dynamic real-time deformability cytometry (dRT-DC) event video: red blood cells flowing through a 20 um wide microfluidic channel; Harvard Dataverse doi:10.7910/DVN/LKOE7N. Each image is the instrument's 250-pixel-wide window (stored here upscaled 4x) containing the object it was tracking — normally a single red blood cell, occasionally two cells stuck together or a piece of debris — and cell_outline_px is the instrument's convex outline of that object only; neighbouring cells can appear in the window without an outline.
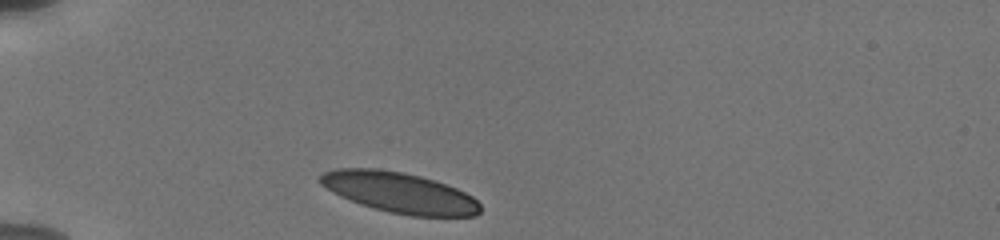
{"species": "human", "species_latin": "Homo sapiens", "temperature_condition": "cold", "stored_images_in_passage": 6, "camera_frame_rate_fps": 3000, "um_per_image_px": 0.085, "donor": {"sex": "male"}, "frame": {"image": 1, "passage_image": 1, "time_ms": 0.0, "image_size_px": [1000, 240], "cell_outline_px": [[480, 212], [476, 216], [412, 216], [388, 212], [372, 208], [360, 204], [340, 196], [332, 192], [320, 184], [316, 180], [324, 172], [336, 168], [380, 168], [404, 172], [420, 176], [456, 188], [472, 196], [480, 204]], "centroid_in_image_um": [33.92, 16.36], "position_along_channel_um": 51.1, "area_um2": 37.97}}